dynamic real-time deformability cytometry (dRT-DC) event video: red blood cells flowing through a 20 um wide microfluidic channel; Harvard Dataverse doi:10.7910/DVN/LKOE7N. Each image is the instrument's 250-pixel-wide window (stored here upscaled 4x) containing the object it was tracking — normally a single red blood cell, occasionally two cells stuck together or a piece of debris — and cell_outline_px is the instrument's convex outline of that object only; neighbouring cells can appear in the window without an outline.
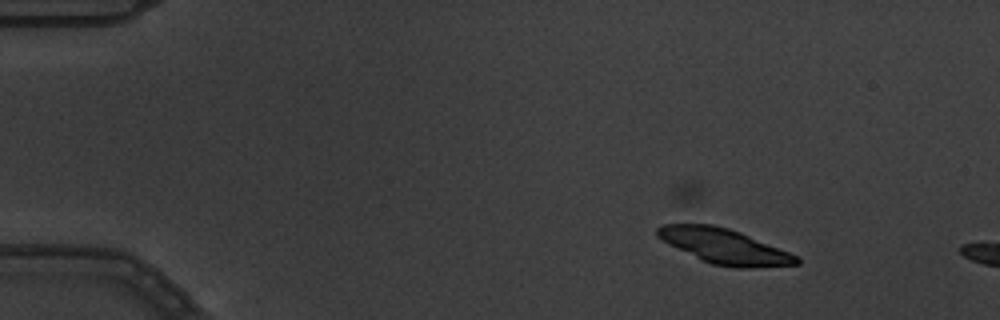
{"species": "common noctule bat (a hibernating species)", "species_latin": "Nyctalus noctula", "temperature_condition": "warm", "stored_images_in_passage": 3, "camera_frame_rate_fps": 3000, "um_per_image_px": 0.085, "animal": {"sex": "male", "body_mass_g": 19.5, "forearm_length_mm": 54.6}, "frame": {"image": 1, "passage_image": 1, "time_ms": 0.0, "image_size_px": [1000, 320], "cell_outline_px": [[800, 264], [748, 268], [736, 268], [712, 264], [656, 236], [656, 228], [664, 224], [712, 224], [728, 228], [740, 232], [800, 256]], "centroid_in_image_um": [61.65, 20.93], "position_along_channel_um": 23.3, "area_um2": 27.86}}